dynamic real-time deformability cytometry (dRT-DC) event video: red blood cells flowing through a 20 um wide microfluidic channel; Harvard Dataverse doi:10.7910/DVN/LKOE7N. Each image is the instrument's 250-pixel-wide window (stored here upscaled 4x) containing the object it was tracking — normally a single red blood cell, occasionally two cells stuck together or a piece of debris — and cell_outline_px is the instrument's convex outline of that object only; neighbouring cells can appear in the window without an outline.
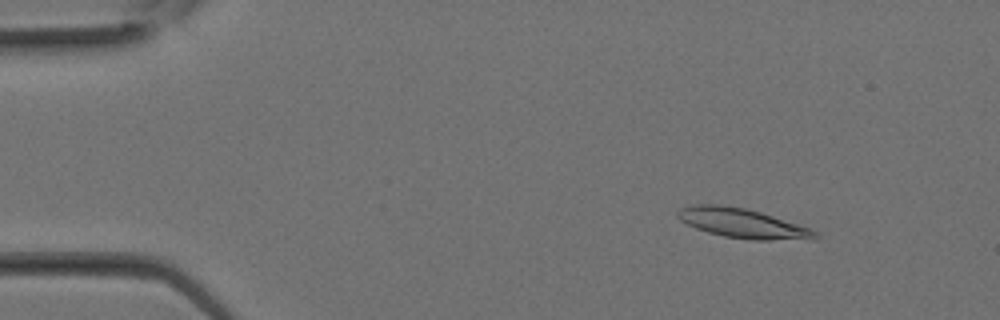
{"species": "Egyptian fruit bat (a non-hibernating species)", "species_latin": "Rousettus aegyptiacus", "temperature_condition": "room temperature", "stored_images_in_passage": 15, "camera_frame_rate_fps": 3000, "um_per_image_px": 0.085, "animal": {"sex": "female"}, "frame": {"image": 1, "passage_image": 4, "time_ms": 1.0, "image_size_px": [1000, 320], "cell_outline_px": [[820, 236], [812, 240], [752, 240], [724, 236], [708, 232], [696, 228], [680, 220], [676, 216], [676, 212], [680, 208], [696, 204], [720, 204], [744, 208], [760, 212], [820, 232]], "centroid_in_image_um": [63.13, 18.99], "position_along_channel_um": 21.9, "area_um2": 23.64}}
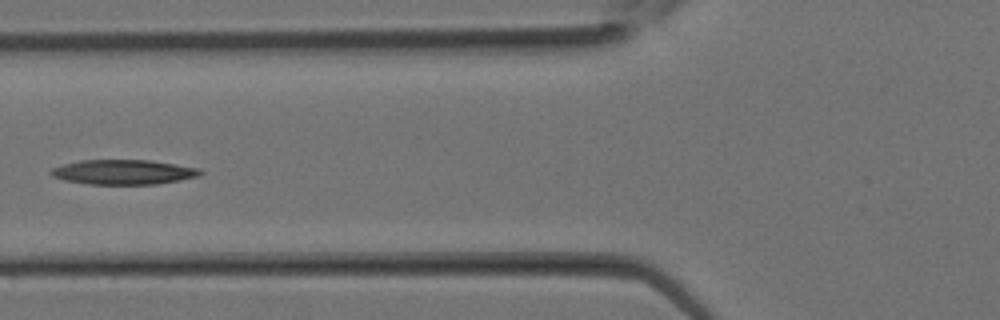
{"frame": {"image": 2, "passage_image": 12, "time_ms": 3.667, "image_size_px": [1000, 320], "cell_outline_px": [[204, 172], [200, 176], [180, 180], [156, 184], [88, 184], [64, 180], [52, 176], [48, 172], [52, 168], [64, 164], [80, 160], [148, 160], [200, 168]], "centroid_in_image_um": [10.5, 14.63], "position_along_channel_um": 115.3, "area_um2": 21.56}}
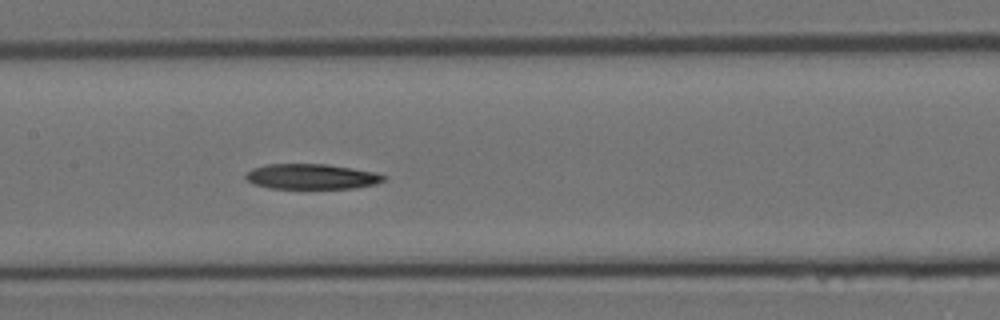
{"frame": {"image": 3, "passage_image": 15, "time_ms": 4.667, "image_size_px": [1000, 320], "cell_outline_px": [[388, 176], [384, 180], [376, 184], [352, 188], [272, 188], [252, 184], [244, 176], [252, 168], [268, 164], [328, 164], [376, 172]], "centroid_in_image_um": [26.5, 15.0], "position_along_channel_um": 180.9, "area_um2": 20.29}}